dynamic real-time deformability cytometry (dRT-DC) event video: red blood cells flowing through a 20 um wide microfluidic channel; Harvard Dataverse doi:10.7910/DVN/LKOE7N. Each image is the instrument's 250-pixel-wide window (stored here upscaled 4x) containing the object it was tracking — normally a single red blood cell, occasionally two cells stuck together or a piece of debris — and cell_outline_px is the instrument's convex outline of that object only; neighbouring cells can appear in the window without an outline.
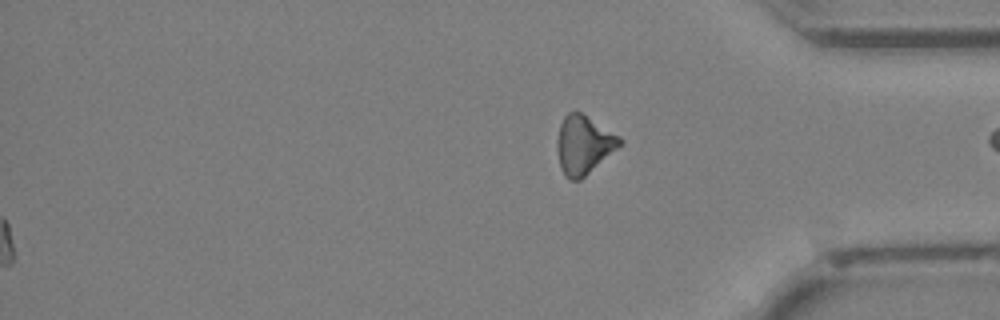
{"species": "Egyptian fruit bat (a non-hibernating species)", "species_latin": "Rousettus aegyptiacus", "temperature_condition": "cold", "stored_images_in_passage": 42, "segment_of_instrument_passage": [2, 2], "camera_frame_rate_fps": 3000, "um_per_image_px": 0.085, "animal": {"sex": "female"}, "frame": {"image": 1, "passage_image": 42, "time_ms": 13.667, "image_size_px": [1000, 320], "cell_outline_px": [[624, 140], [616, 148], [580, 180], [568, 180], [564, 176], [560, 168], [556, 148], [556, 140], [560, 124], [564, 116], [568, 112], [580, 112], [620, 136]], "centroid_in_image_um": [49.56, 12.31], "position_along_channel_um": 385.6, "area_um2": 21.15}}